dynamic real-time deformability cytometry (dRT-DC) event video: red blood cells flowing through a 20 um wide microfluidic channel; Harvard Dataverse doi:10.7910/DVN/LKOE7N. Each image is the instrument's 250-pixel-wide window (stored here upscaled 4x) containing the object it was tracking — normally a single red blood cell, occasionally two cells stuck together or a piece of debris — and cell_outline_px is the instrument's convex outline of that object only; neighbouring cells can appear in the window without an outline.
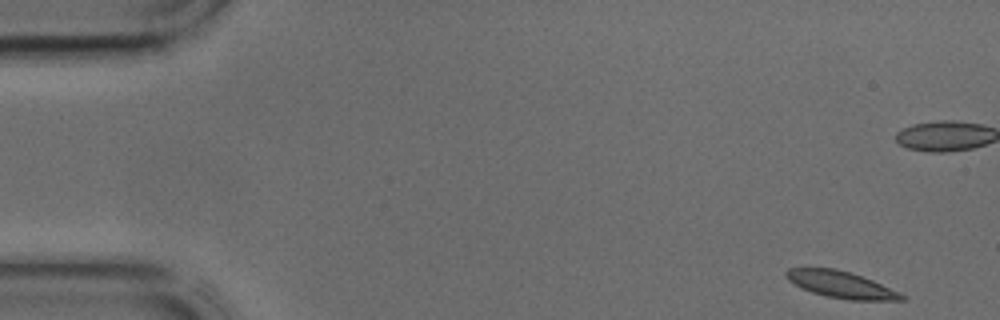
{"species": "common noctule bat (a hibernating species)", "species_latin": "Nyctalus noctula", "temperature_condition": "cold", "stored_images_in_passage": 43, "camera_frame_rate_fps": 3000, "um_per_image_px": 0.085, "animal": {"sex": "male", "body_mass_g": 17.9, "forearm_length_mm": 54.2}, "frame": {"image": 1, "passage_image": 1, "time_ms": 0.0, "image_size_px": [1000, 320], "cell_outline_px": [[908, 296], [904, 300], [852, 300], [828, 296], [812, 292], [788, 280], [784, 276], [784, 272], [788, 268], [836, 268], [852, 272], [872, 280], [900, 292]], "centroid_in_image_um": [71.52, 24.18], "position_along_channel_um": 13.5, "area_um2": 17.92}}
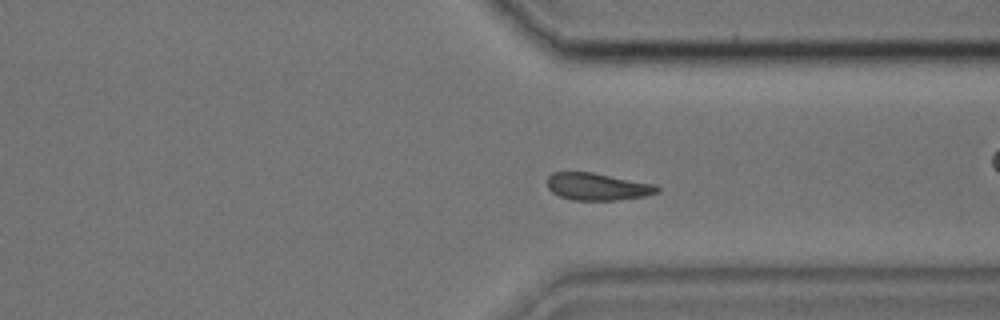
{"frame": {"image": 2, "passage_image": 31, "time_ms": 10.0, "image_size_px": [1000, 320], "cell_outline_px": [[660, 192], [644, 196], [616, 200], [572, 200], [560, 196], [552, 192], [548, 188], [548, 176], [552, 172], [592, 172], [656, 184], [660, 188]], "centroid_in_image_um": [50.8, 15.86], "position_along_channel_um": 360.6, "area_um2": 17.51}}